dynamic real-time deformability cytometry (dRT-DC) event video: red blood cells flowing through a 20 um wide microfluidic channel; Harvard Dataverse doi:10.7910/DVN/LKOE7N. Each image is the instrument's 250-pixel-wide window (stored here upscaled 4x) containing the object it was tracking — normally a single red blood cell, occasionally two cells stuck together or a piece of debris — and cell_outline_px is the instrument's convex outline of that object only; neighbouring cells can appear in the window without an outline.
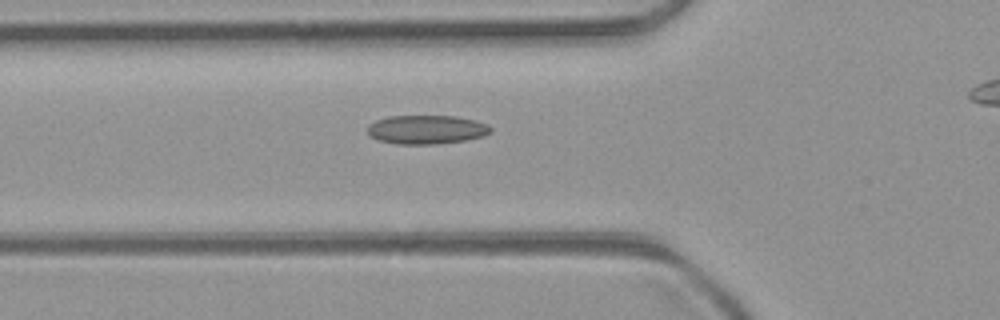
{"species": "common noctule bat (a hibernating species)", "species_latin": "Nyctalus noctula", "temperature_condition": "room temperature", "stored_images_in_passage": 10, "camera_frame_rate_fps": 3000, "um_per_image_px": 0.085, "animal": {"sex": "female", "body_mass_g": 21.9}, "frame": {"image": 1, "passage_image": 6, "time_ms": 1.667, "image_size_px": [1000, 320], "cell_outline_px": [[492, 132], [484, 136], [464, 140], [436, 144], [396, 144], [380, 140], [372, 136], [368, 132], [368, 124], [376, 120], [388, 116], [456, 116], [476, 120], [488, 124], [492, 128]], "centroid_in_image_um": [36.29, 11.0], "position_along_channel_um": 89.5, "area_um2": 20.75}}
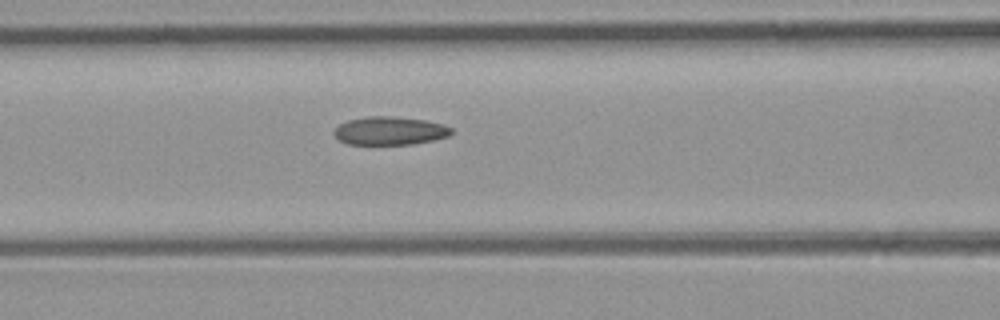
{"frame": {"image": 2, "passage_image": 9, "time_ms": 2.667, "image_size_px": [1000, 320], "cell_outline_px": [[452, 132], [448, 136], [432, 140], [412, 144], [348, 144], [340, 140], [332, 132], [340, 124], [348, 120], [368, 116], [392, 116], [424, 120], [444, 124], [452, 128]], "centroid_in_image_um": [33.14, 11.11], "position_along_channel_um": 133.5, "area_um2": 19.19}}